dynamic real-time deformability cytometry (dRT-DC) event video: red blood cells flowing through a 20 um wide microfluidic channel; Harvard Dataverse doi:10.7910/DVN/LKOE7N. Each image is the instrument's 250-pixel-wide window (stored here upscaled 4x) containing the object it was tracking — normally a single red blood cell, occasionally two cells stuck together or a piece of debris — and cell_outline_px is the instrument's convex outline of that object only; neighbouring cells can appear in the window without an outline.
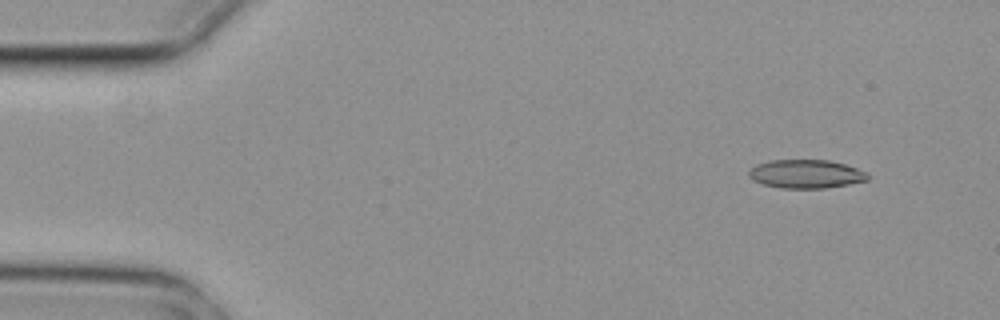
{"species": "common noctule bat (a hibernating species)", "species_latin": "Nyctalus noctula", "temperature_condition": "cold", "stored_images_in_passage": 5, "camera_frame_rate_fps": 3000, "um_per_image_px": 0.085, "animal": {"sex": "female", "body_mass_g": 29.2, "forearm_length_mm": 56.3}, "frame": {"image": 1, "passage_image": 2, "time_ms": 0.333, "image_size_px": [1000, 320], "cell_outline_px": [[868, 180], [848, 184], [824, 188], [784, 188], [764, 184], [752, 180], [748, 176], [748, 172], [756, 164], [768, 160], [828, 160], [844, 164], [868, 172]], "centroid_in_image_um": [68.49, 14.78], "position_along_channel_um": 16.5, "area_um2": 19.71}}
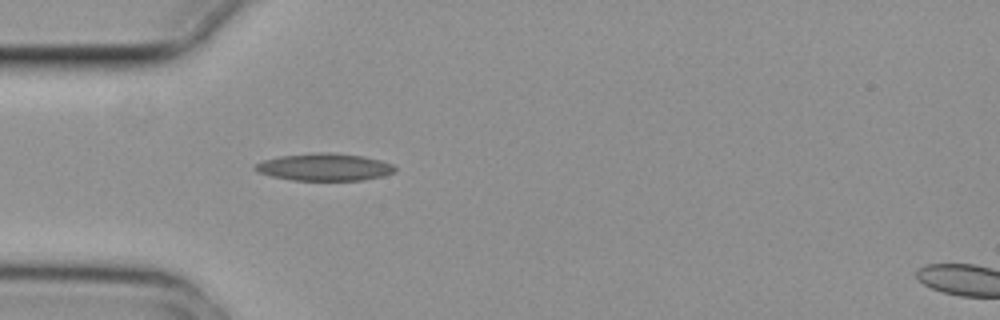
{"frame": {"image": 2, "passage_image": 5, "time_ms": 1.333, "image_size_px": [1000, 320], "cell_outline_px": [[396, 172], [380, 176], [360, 180], [292, 180], [272, 176], [256, 172], [252, 168], [256, 164], [264, 160], [280, 156], [320, 152], [328, 152], [364, 156], [380, 160], [392, 164], [396, 168]], "centroid_in_image_um": [27.56, 14.2], "position_along_channel_um": 57.4, "area_um2": 22.14}}